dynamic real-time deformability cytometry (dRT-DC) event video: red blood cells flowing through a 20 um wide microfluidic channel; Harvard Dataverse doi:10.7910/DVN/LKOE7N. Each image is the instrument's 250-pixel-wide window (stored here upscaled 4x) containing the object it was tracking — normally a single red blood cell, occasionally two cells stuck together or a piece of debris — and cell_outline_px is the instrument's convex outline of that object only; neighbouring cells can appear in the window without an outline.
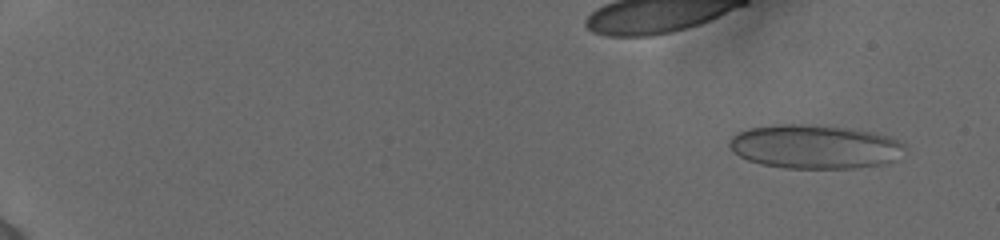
{"species": "human", "species_latin": "Homo sapiens", "temperature_condition": "cold", "stored_images_in_passage": 46, "camera_frame_rate_fps": 3000, "um_per_image_px": 0.085, "donor": {"sex": "female"}, "frame": {"image": 1, "passage_image": 8, "time_ms": 1.0, "image_size_px": [1000, 240], "cell_outline_px": [[904, 144], [892, 160], [880, 164], [856, 168], [784, 168], [760, 164], [748, 160], [732, 152], [728, 144], [732, 136], [740, 132], [752, 128], [780, 124], [800, 124], [840, 128], [864, 132], [884, 136], [896, 140]], "centroid_in_image_um": [69.11, 12.49], "position_along_channel_um": 15.9, "area_um2": 43.58}}
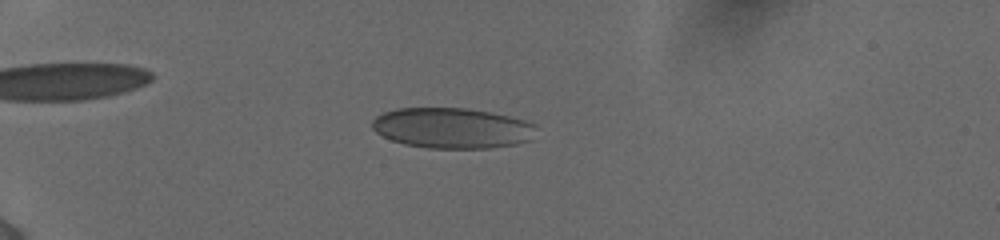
{"frame": {"image": 2, "passage_image": 39, "time_ms": 5.333, "image_size_px": [1000, 240], "cell_outline_px": [[536, 128], [532, 140], [516, 144], [488, 148], [428, 148], [404, 144], [392, 140], [376, 132], [372, 128], [372, 120], [376, 116], [384, 112], [396, 108], [468, 108], [508, 116], [524, 120], [536, 124]], "centroid_in_image_um": [38.44, 10.88], "position_along_channel_um": 46.6, "area_um2": 38.78}}